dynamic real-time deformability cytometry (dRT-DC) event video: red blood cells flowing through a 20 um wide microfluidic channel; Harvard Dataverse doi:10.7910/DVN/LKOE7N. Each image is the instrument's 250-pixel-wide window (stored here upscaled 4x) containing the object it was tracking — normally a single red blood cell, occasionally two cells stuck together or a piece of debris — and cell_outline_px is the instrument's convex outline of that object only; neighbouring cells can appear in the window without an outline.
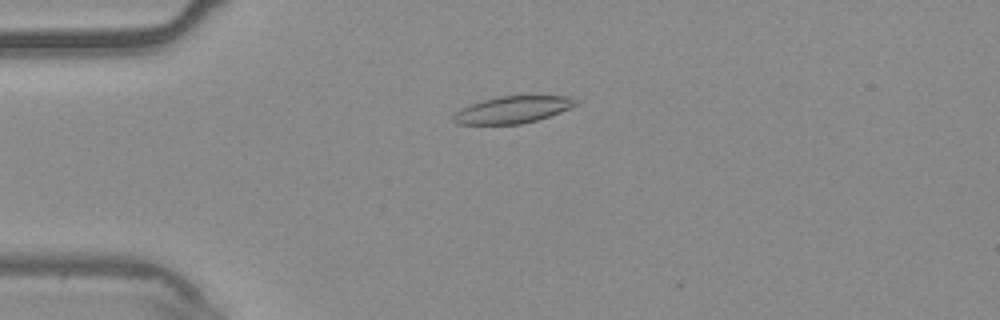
{"species": "common noctule bat (a hibernating species)", "species_latin": "Nyctalus noctula", "temperature_condition": "warm", "stored_images_in_passage": 55, "camera_frame_rate_fps": 3000, "um_per_image_px": 0.085, "animal": {"sex": "male", "body_mass_g": 20.4}, "frame": {"image": 1, "passage_image": 14, "time_ms": 4.333, "image_size_px": [1000, 320], "cell_outline_px": [[580, 104], [560, 112], [536, 120], [520, 124], [456, 124], [452, 120], [452, 112], [460, 108], [484, 100], [500, 96], [572, 96], [580, 100]], "centroid_in_image_um": [43.59, 9.32], "position_along_channel_um": 41.4, "area_um2": 19.36}}
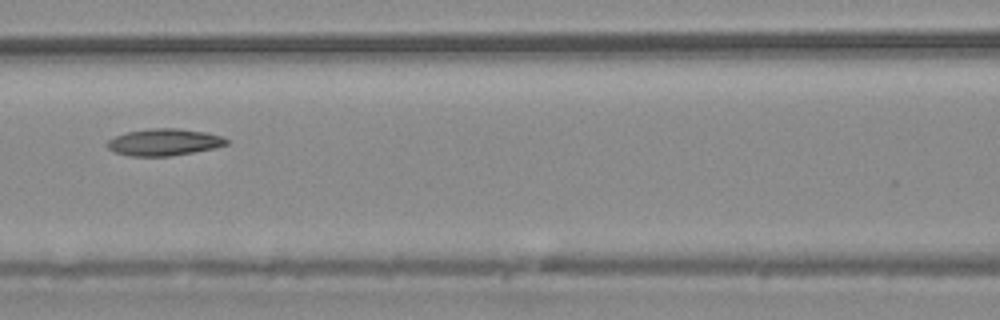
{"frame": {"image": 2, "passage_image": 25, "time_ms": 8.0, "image_size_px": [1000, 320], "cell_outline_px": [[228, 144], [216, 148], [168, 156], [128, 156], [116, 152], [108, 148], [104, 144], [108, 140], [116, 136], [128, 132], [152, 128], [176, 128], [208, 132], [224, 136], [228, 140]], "centroid_in_image_um": [13.98, 12.08], "position_along_channel_um": 152.6, "area_um2": 18.73}}
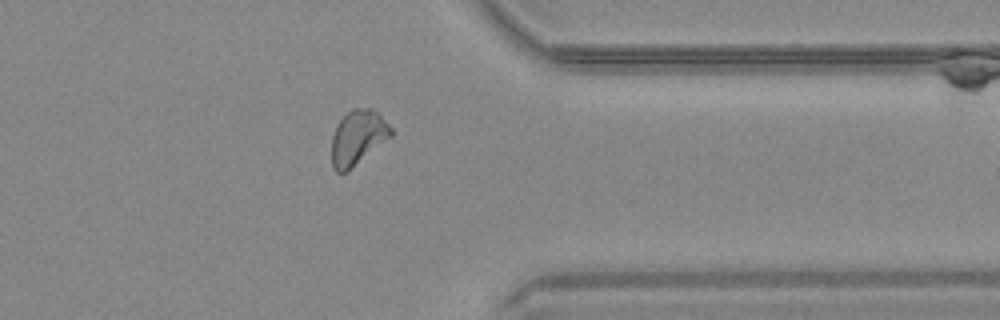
{"frame": {"image": 3, "passage_image": 44, "time_ms": 14.333, "image_size_px": [1000, 320], "cell_outline_px": [[392, 136], [344, 172], [336, 172], [332, 168], [332, 136], [336, 124], [352, 108], [372, 108], [392, 128]], "centroid_in_image_um": [30.39, 11.66], "position_along_channel_um": 381.0, "area_um2": 18.44}, "authors_computed_cell_mechanics": {"area_um2": 19.0162, "velocity_mm_per_s": 3.7309, "shape_relaxation_time_tau1_ms": null, "shape_relaxation_time_tau2_ms": 5.7345, "deformation_change_tau1": null, "deformation_change_tau2": 0.1177}}